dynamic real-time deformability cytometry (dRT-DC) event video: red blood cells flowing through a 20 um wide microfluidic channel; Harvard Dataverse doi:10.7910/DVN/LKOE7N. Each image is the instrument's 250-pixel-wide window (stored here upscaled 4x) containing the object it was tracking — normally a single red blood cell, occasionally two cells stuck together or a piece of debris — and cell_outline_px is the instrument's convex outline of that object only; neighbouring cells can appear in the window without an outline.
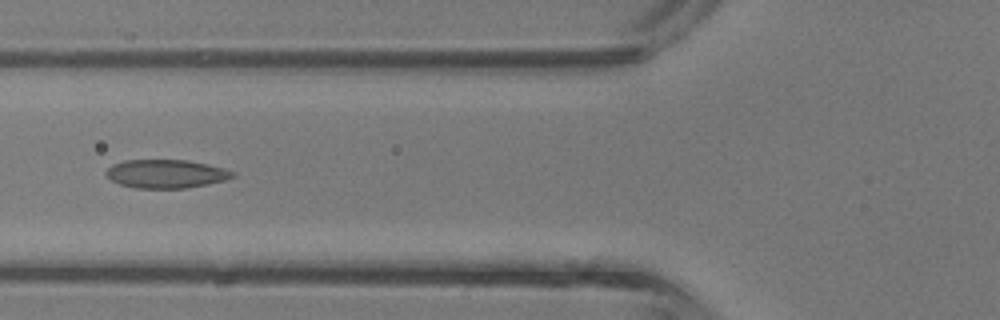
{"species": "common noctule bat (a hibernating species)", "species_latin": "Nyctalus noctula", "temperature_condition": "room temperature", "stored_images_in_passage": 2, "camera_frame_rate_fps": 3000, "um_per_image_px": 0.085, "animal": {"sex": "male", "body_mass_g": 13.3}, "frame": {"image": 1, "passage_image": 2, "time_ms": 0.333, "image_size_px": [1000, 320], "cell_outline_px": [[236, 176], [224, 180], [208, 184], [184, 188], [136, 188], [120, 184], [112, 180], [104, 172], [112, 164], [124, 160], [188, 160], [236, 172]], "centroid_in_image_um": [14.09, 14.77], "position_along_channel_um": 111.7, "area_um2": 20.81}}